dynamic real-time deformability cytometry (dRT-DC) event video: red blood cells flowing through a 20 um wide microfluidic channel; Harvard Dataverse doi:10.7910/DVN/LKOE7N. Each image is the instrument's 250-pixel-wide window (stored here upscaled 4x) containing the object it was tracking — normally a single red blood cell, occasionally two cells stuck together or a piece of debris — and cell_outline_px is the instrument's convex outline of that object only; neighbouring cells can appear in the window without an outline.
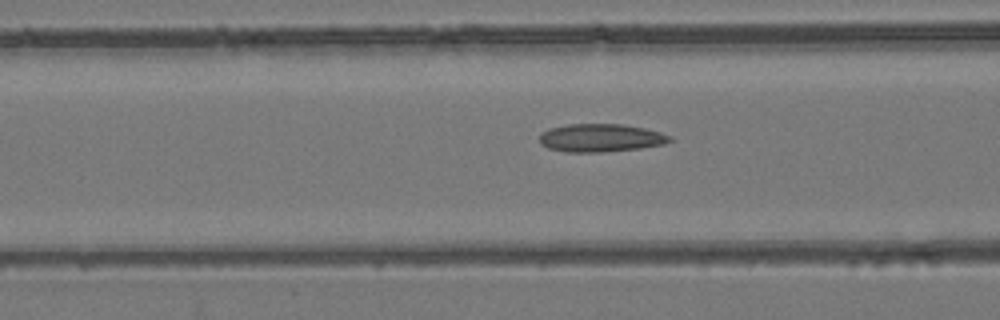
{"species": "common noctule bat (a hibernating species)", "species_latin": "Nyctalus noctula", "temperature_condition": "room temperature", "stored_images_in_passage": 55, "camera_frame_rate_fps": 3000, "um_per_image_px": 0.085, "animal": {"sex": "female", "body_mass_g": 24.6, "forearm_length_mm": 56.2}, "frame": {"image": 1, "passage_image": 22, "time_ms": 7.0, "image_size_px": [1000, 320], "cell_outline_px": [[672, 140], [664, 144], [640, 148], [604, 152], [568, 152], [548, 148], [540, 144], [540, 136], [548, 128], [568, 124], [624, 124], [644, 128], [660, 132], [672, 136]], "centroid_in_image_um": [51.07, 11.72], "position_along_channel_um": 115.5, "area_um2": 21.33}}
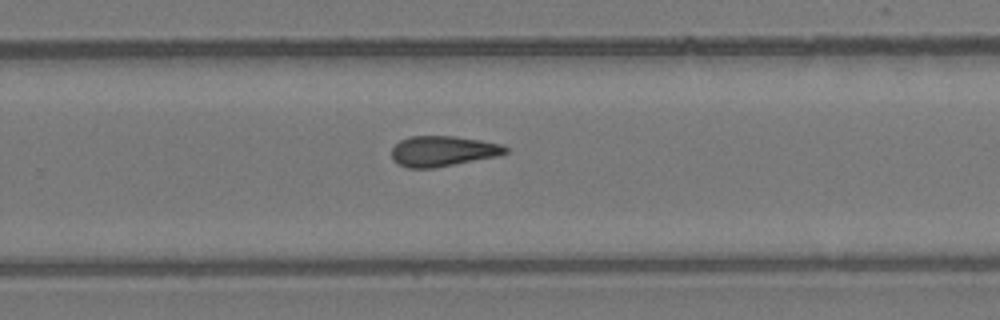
{"frame": {"image": 2, "passage_image": 36, "time_ms": 11.667, "image_size_px": [1000, 320], "cell_outline_px": [[508, 152], [500, 156], [432, 168], [408, 168], [396, 164], [392, 160], [392, 148], [400, 140], [412, 136], [456, 136], [480, 140], [500, 144], [508, 148]], "centroid_in_image_um": [37.63, 12.85], "position_along_channel_um": 292.2, "area_um2": 20.29}}
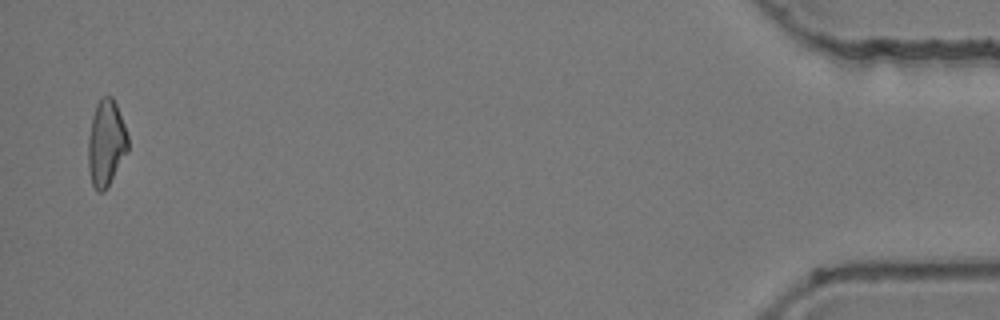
{"frame": {"image": 3, "passage_image": 54, "time_ms": 17.667, "image_size_px": [1000, 320], "cell_outline_px": [[128, 152], [104, 192], [96, 192], [92, 184], [88, 168], [88, 136], [92, 116], [96, 104], [100, 96], [112, 96], [116, 104], [124, 124], [128, 136]], "centroid_in_image_um": [9.01, 12.16], "position_along_channel_um": 426.2, "area_um2": 20.17}, "authors_computed_cell_mechanics": {"area_um2": 20.8658, "velocity_mm_per_s": 3.7911, "shape_relaxation_time_tau1_ms": null, "shape_relaxation_time_tau2_ms": 3.9112, "deformation_change_tau1": null, "deformation_change_tau2": 0.137}}